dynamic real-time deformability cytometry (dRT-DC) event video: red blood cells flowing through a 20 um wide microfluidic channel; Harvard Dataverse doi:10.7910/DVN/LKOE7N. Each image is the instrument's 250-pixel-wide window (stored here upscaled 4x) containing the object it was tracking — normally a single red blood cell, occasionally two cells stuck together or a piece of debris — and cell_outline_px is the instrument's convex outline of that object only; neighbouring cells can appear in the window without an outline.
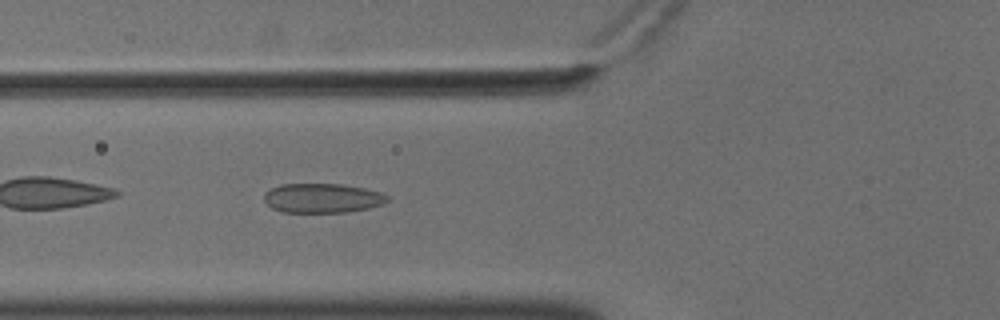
{"species": "common noctule bat (a hibernating species)", "species_latin": "Nyctalus noctula", "temperature_condition": "cold", "stored_images_in_passage": 23, "camera_frame_rate_fps": 3000, "um_per_image_px": 0.085, "animal": {"sex": "male", "body_mass_g": 18.8}, "frame": {"image": 1, "passage_image": 4, "time_ms": 1.0, "image_size_px": [1000, 320], "cell_outline_px": [[388, 200], [384, 204], [368, 208], [348, 212], [284, 212], [272, 208], [264, 200], [264, 192], [280, 184], [340, 184], [364, 188], [380, 192], [388, 196]], "centroid_in_image_um": [27.4, 16.84], "position_along_channel_um": 98.4, "area_um2": 21.1}}